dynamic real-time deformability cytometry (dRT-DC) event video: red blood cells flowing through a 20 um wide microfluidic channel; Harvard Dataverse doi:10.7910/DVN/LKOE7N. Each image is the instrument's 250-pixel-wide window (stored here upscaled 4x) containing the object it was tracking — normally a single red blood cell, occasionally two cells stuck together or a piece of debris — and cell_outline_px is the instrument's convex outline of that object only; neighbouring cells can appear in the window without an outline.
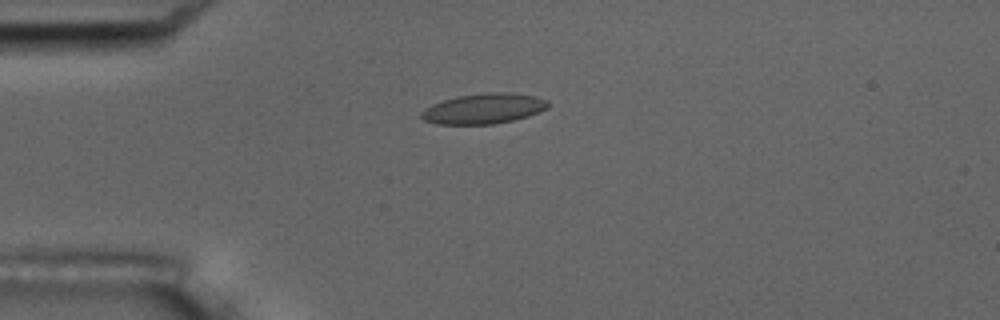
{"species": "common noctule bat (a hibernating species)", "species_latin": "Nyctalus noctula", "temperature_condition": "room temperature", "stored_images_in_passage": 10, "camera_frame_rate_fps": 3000, "um_per_image_px": 0.085, "animal": {"sex": "male", "body_mass_g": 17.5, "forearm_length_mm": 52.3}, "frame": {"image": 1, "passage_image": 5, "time_ms": 4.333, "image_size_px": [1000, 320], "cell_outline_px": [[548, 108], [540, 112], [528, 116], [512, 120], [492, 124], [436, 124], [424, 120], [420, 116], [420, 112], [424, 108], [432, 104], [456, 96], [484, 92], [512, 92], [536, 96], [548, 100]], "centroid_in_image_um": [41.12, 9.22], "position_along_channel_um": 43.9, "area_um2": 22.6}}
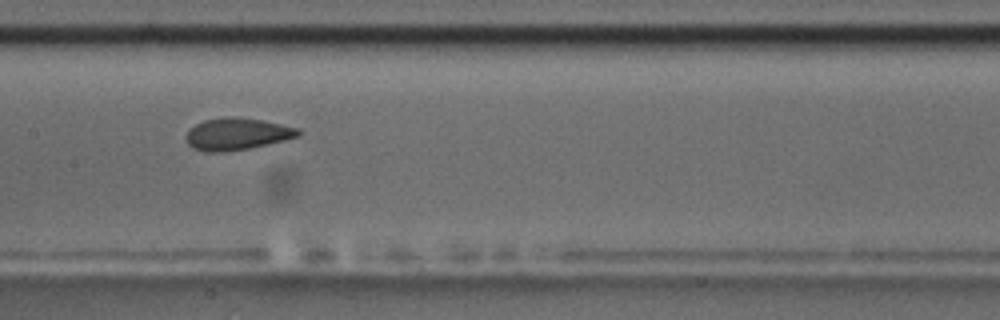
{"frame": {"image": 2, "passage_image": 9, "time_ms": 9.0, "image_size_px": [1000, 320], "cell_outline_px": [[300, 136], [268, 144], [248, 148], [224, 152], [204, 152], [192, 148], [188, 144], [184, 136], [188, 128], [204, 120], [260, 120], [300, 128]], "centroid_in_image_um": [20.11, 11.45], "position_along_channel_um": 187.3, "area_um2": 20.17}}